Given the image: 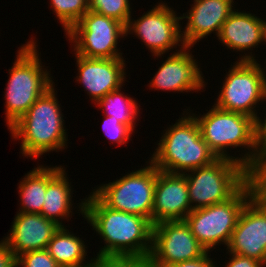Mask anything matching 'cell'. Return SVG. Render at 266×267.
Wrapping results in <instances>:
<instances>
[{
  "label": "cell",
  "instance_id": "obj_1",
  "mask_svg": "<svg viewBox=\"0 0 266 267\" xmlns=\"http://www.w3.org/2000/svg\"><path fill=\"white\" fill-rule=\"evenodd\" d=\"M88 195L85 197L84 218L105 244L97 256L149 257L152 222L145 217L105 206L92 191Z\"/></svg>",
  "mask_w": 266,
  "mask_h": 267
},
{
  "label": "cell",
  "instance_id": "obj_2",
  "mask_svg": "<svg viewBox=\"0 0 266 267\" xmlns=\"http://www.w3.org/2000/svg\"><path fill=\"white\" fill-rule=\"evenodd\" d=\"M56 93L53 85L8 129L15 141L21 140L24 158L42 159V155L68 148L64 114Z\"/></svg>",
  "mask_w": 266,
  "mask_h": 267
},
{
  "label": "cell",
  "instance_id": "obj_3",
  "mask_svg": "<svg viewBox=\"0 0 266 267\" xmlns=\"http://www.w3.org/2000/svg\"><path fill=\"white\" fill-rule=\"evenodd\" d=\"M188 108L175 124L164 129L158 146L148 159L158 170L184 174L218 159L202 138L198 123Z\"/></svg>",
  "mask_w": 266,
  "mask_h": 267
},
{
  "label": "cell",
  "instance_id": "obj_4",
  "mask_svg": "<svg viewBox=\"0 0 266 267\" xmlns=\"http://www.w3.org/2000/svg\"><path fill=\"white\" fill-rule=\"evenodd\" d=\"M35 38L31 37L18 48L13 66L8 70L9 79L4 93L8 129L55 84L51 72L41 61V53L38 51L40 48Z\"/></svg>",
  "mask_w": 266,
  "mask_h": 267
},
{
  "label": "cell",
  "instance_id": "obj_5",
  "mask_svg": "<svg viewBox=\"0 0 266 267\" xmlns=\"http://www.w3.org/2000/svg\"><path fill=\"white\" fill-rule=\"evenodd\" d=\"M206 111L203 115L189 113L197 121L201 136L209 148L218 158H229L248 168L256 158L254 118L215 105ZM232 148L237 150L235 154L240 152L239 148L244 150L236 156L229 152Z\"/></svg>",
  "mask_w": 266,
  "mask_h": 267
},
{
  "label": "cell",
  "instance_id": "obj_6",
  "mask_svg": "<svg viewBox=\"0 0 266 267\" xmlns=\"http://www.w3.org/2000/svg\"><path fill=\"white\" fill-rule=\"evenodd\" d=\"M193 210L232 198L247 183V168L229 158L184 173Z\"/></svg>",
  "mask_w": 266,
  "mask_h": 267
},
{
  "label": "cell",
  "instance_id": "obj_7",
  "mask_svg": "<svg viewBox=\"0 0 266 267\" xmlns=\"http://www.w3.org/2000/svg\"><path fill=\"white\" fill-rule=\"evenodd\" d=\"M156 177L157 168L147 160L142 168L97 185L92 193L109 208L139 215L152 222Z\"/></svg>",
  "mask_w": 266,
  "mask_h": 267
},
{
  "label": "cell",
  "instance_id": "obj_8",
  "mask_svg": "<svg viewBox=\"0 0 266 267\" xmlns=\"http://www.w3.org/2000/svg\"><path fill=\"white\" fill-rule=\"evenodd\" d=\"M259 62L235 61L231 64L214 105L255 119L258 106L266 98V63L264 67Z\"/></svg>",
  "mask_w": 266,
  "mask_h": 267
},
{
  "label": "cell",
  "instance_id": "obj_9",
  "mask_svg": "<svg viewBox=\"0 0 266 267\" xmlns=\"http://www.w3.org/2000/svg\"><path fill=\"white\" fill-rule=\"evenodd\" d=\"M251 198V189L246 183L227 201L192 210L185 222L206 251L211 252L221 244L227 248L238 217Z\"/></svg>",
  "mask_w": 266,
  "mask_h": 267
},
{
  "label": "cell",
  "instance_id": "obj_10",
  "mask_svg": "<svg viewBox=\"0 0 266 267\" xmlns=\"http://www.w3.org/2000/svg\"><path fill=\"white\" fill-rule=\"evenodd\" d=\"M65 37L74 54L86 58H125L117 47L119 39L126 38L125 25L112 17L88 10Z\"/></svg>",
  "mask_w": 266,
  "mask_h": 267
},
{
  "label": "cell",
  "instance_id": "obj_11",
  "mask_svg": "<svg viewBox=\"0 0 266 267\" xmlns=\"http://www.w3.org/2000/svg\"><path fill=\"white\" fill-rule=\"evenodd\" d=\"M160 1L138 19L131 16L125 26L126 37L130 34L135 35L155 59L162 56L164 58V54L174 48L178 52L184 47L180 16L166 1Z\"/></svg>",
  "mask_w": 266,
  "mask_h": 267
},
{
  "label": "cell",
  "instance_id": "obj_12",
  "mask_svg": "<svg viewBox=\"0 0 266 267\" xmlns=\"http://www.w3.org/2000/svg\"><path fill=\"white\" fill-rule=\"evenodd\" d=\"M205 252L185 220L162 221L153 225L149 258L158 267L197 259Z\"/></svg>",
  "mask_w": 266,
  "mask_h": 267
},
{
  "label": "cell",
  "instance_id": "obj_13",
  "mask_svg": "<svg viewBox=\"0 0 266 267\" xmlns=\"http://www.w3.org/2000/svg\"><path fill=\"white\" fill-rule=\"evenodd\" d=\"M192 47L184 46L162 61L158 71L149 81V90H161L177 93L203 92L206 89L204 74L197 59L192 54ZM199 63V64H198ZM201 69V70H200Z\"/></svg>",
  "mask_w": 266,
  "mask_h": 267
},
{
  "label": "cell",
  "instance_id": "obj_14",
  "mask_svg": "<svg viewBox=\"0 0 266 267\" xmlns=\"http://www.w3.org/2000/svg\"><path fill=\"white\" fill-rule=\"evenodd\" d=\"M226 252L251 257L266 265V206L251 198L243 207Z\"/></svg>",
  "mask_w": 266,
  "mask_h": 267
},
{
  "label": "cell",
  "instance_id": "obj_15",
  "mask_svg": "<svg viewBox=\"0 0 266 267\" xmlns=\"http://www.w3.org/2000/svg\"><path fill=\"white\" fill-rule=\"evenodd\" d=\"M77 65L76 82L81 83L91 103H96L107 93L122 87L126 80L124 58H86L75 54ZM126 75V76H125Z\"/></svg>",
  "mask_w": 266,
  "mask_h": 267
},
{
  "label": "cell",
  "instance_id": "obj_16",
  "mask_svg": "<svg viewBox=\"0 0 266 267\" xmlns=\"http://www.w3.org/2000/svg\"><path fill=\"white\" fill-rule=\"evenodd\" d=\"M234 0H193L191 8L180 14L181 21H187L182 28L181 38L184 46L194 47L212 33L219 35L222 24L235 10Z\"/></svg>",
  "mask_w": 266,
  "mask_h": 267
},
{
  "label": "cell",
  "instance_id": "obj_17",
  "mask_svg": "<svg viewBox=\"0 0 266 267\" xmlns=\"http://www.w3.org/2000/svg\"><path fill=\"white\" fill-rule=\"evenodd\" d=\"M192 210L185 175L157 169L152 224L185 220Z\"/></svg>",
  "mask_w": 266,
  "mask_h": 267
},
{
  "label": "cell",
  "instance_id": "obj_18",
  "mask_svg": "<svg viewBox=\"0 0 266 267\" xmlns=\"http://www.w3.org/2000/svg\"><path fill=\"white\" fill-rule=\"evenodd\" d=\"M238 10L235 9L222 24L217 39L227 50L244 52L243 55L239 54L237 61H257L252 51L258 45L262 46L260 17L249 11Z\"/></svg>",
  "mask_w": 266,
  "mask_h": 267
},
{
  "label": "cell",
  "instance_id": "obj_19",
  "mask_svg": "<svg viewBox=\"0 0 266 267\" xmlns=\"http://www.w3.org/2000/svg\"><path fill=\"white\" fill-rule=\"evenodd\" d=\"M59 227L41 214L17 212L3 239L18 257L25 252L46 249Z\"/></svg>",
  "mask_w": 266,
  "mask_h": 267
},
{
  "label": "cell",
  "instance_id": "obj_20",
  "mask_svg": "<svg viewBox=\"0 0 266 267\" xmlns=\"http://www.w3.org/2000/svg\"><path fill=\"white\" fill-rule=\"evenodd\" d=\"M71 183L65 167L61 165L47 166V190L41 215L60 227L65 225L63 220L66 219L67 222L71 220L72 215H74L73 210L76 207L77 211H80L76 213H81L84 217L85 198L80 199L81 202L76 203L77 206L75 205L74 200H72L74 188Z\"/></svg>",
  "mask_w": 266,
  "mask_h": 267
},
{
  "label": "cell",
  "instance_id": "obj_21",
  "mask_svg": "<svg viewBox=\"0 0 266 267\" xmlns=\"http://www.w3.org/2000/svg\"><path fill=\"white\" fill-rule=\"evenodd\" d=\"M87 247L82 238L64 226L55 232L46 250L60 267H91L93 258H86Z\"/></svg>",
  "mask_w": 266,
  "mask_h": 267
},
{
  "label": "cell",
  "instance_id": "obj_22",
  "mask_svg": "<svg viewBox=\"0 0 266 267\" xmlns=\"http://www.w3.org/2000/svg\"><path fill=\"white\" fill-rule=\"evenodd\" d=\"M20 207L17 212L41 214L47 190V166L39 165L18 183Z\"/></svg>",
  "mask_w": 266,
  "mask_h": 267
},
{
  "label": "cell",
  "instance_id": "obj_23",
  "mask_svg": "<svg viewBox=\"0 0 266 267\" xmlns=\"http://www.w3.org/2000/svg\"><path fill=\"white\" fill-rule=\"evenodd\" d=\"M123 87L107 93L95 103V106H98L97 108L101 109L104 115L113 116V119L129 126L135 132L136 122L140 120L138 116H140V113L142 114L140 112L141 106L136 98L128 96V94L121 91V89H124Z\"/></svg>",
  "mask_w": 266,
  "mask_h": 267
},
{
  "label": "cell",
  "instance_id": "obj_24",
  "mask_svg": "<svg viewBox=\"0 0 266 267\" xmlns=\"http://www.w3.org/2000/svg\"><path fill=\"white\" fill-rule=\"evenodd\" d=\"M49 5L64 28V33L89 10V0H50Z\"/></svg>",
  "mask_w": 266,
  "mask_h": 267
},
{
  "label": "cell",
  "instance_id": "obj_25",
  "mask_svg": "<svg viewBox=\"0 0 266 267\" xmlns=\"http://www.w3.org/2000/svg\"><path fill=\"white\" fill-rule=\"evenodd\" d=\"M247 183L250 186L252 198L266 206V154L256 156L247 168Z\"/></svg>",
  "mask_w": 266,
  "mask_h": 267
},
{
  "label": "cell",
  "instance_id": "obj_26",
  "mask_svg": "<svg viewBox=\"0 0 266 267\" xmlns=\"http://www.w3.org/2000/svg\"><path fill=\"white\" fill-rule=\"evenodd\" d=\"M130 3L129 0H89V10L112 17L126 26L133 15Z\"/></svg>",
  "mask_w": 266,
  "mask_h": 267
},
{
  "label": "cell",
  "instance_id": "obj_27",
  "mask_svg": "<svg viewBox=\"0 0 266 267\" xmlns=\"http://www.w3.org/2000/svg\"><path fill=\"white\" fill-rule=\"evenodd\" d=\"M104 120L102 122V131L105 133V137L110 140L111 143L119 147L121 145L127 144L128 141H132V134L135 133L129 126L122 124L120 121L113 119V116L104 115Z\"/></svg>",
  "mask_w": 266,
  "mask_h": 267
},
{
  "label": "cell",
  "instance_id": "obj_28",
  "mask_svg": "<svg viewBox=\"0 0 266 267\" xmlns=\"http://www.w3.org/2000/svg\"><path fill=\"white\" fill-rule=\"evenodd\" d=\"M17 267H60L46 249L29 251L17 257Z\"/></svg>",
  "mask_w": 266,
  "mask_h": 267
},
{
  "label": "cell",
  "instance_id": "obj_29",
  "mask_svg": "<svg viewBox=\"0 0 266 267\" xmlns=\"http://www.w3.org/2000/svg\"><path fill=\"white\" fill-rule=\"evenodd\" d=\"M140 258L134 256H97L91 267H132Z\"/></svg>",
  "mask_w": 266,
  "mask_h": 267
},
{
  "label": "cell",
  "instance_id": "obj_30",
  "mask_svg": "<svg viewBox=\"0 0 266 267\" xmlns=\"http://www.w3.org/2000/svg\"><path fill=\"white\" fill-rule=\"evenodd\" d=\"M264 102L266 103V98ZM259 115L254 119L256 156L266 154V111L263 114L264 117H262L263 115L259 117Z\"/></svg>",
  "mask_w": 266,
  "mask_h": 267
},
{
  "label": "cell",
  "instance_id": "obj_31",
  "mask_svg": "<svg viewBox=\"0 0 266 267\" xmlns=\"http://www.w3.org/2000/svg\"><path fill=\"white\" fill-rule=\"evenodd\" d=\"M230 257L227 259L229 260H225V267H266V265L259 261L256 260L254 258L251 257H246V256H242V255H238V254H234L231 252H226ZM227 261V262H226ZM217 267L218 264H217Z\"/></svg>",
  "mask_w": 266,
  "mask_h": 267
},
{
  "label": "cell",
  "instance_id": "obj_32",
  "mask_svg": "<svg viewBox=\"0 0 266 267\" xmlns=\"http://www.w3.org/2000/svg\"><path fill=\"white\" fill-rule=\"evenodd\" d=\"M209 251H206L202 256L197 259H191L176 264L168 265L166 267H217L215 258H211Z\"/></svg>",
  "mask_w": 266,
  "mask_h": 267
},
{
  "label": "cell",
  "instance_id": "obj_33",
  "mask_svg": "<svg viewBox=\"0 0 266 267\" xmlns=\"http://www.w3.org/2000/svg\"><path fill=\"white\" fill-rule=\"evenodd\" d=\"M0 267H17V257L4 239L0 241Z\"/></svg>",
  "mask_w": 266,
  "mask_h": 267
},
{
  "label": "cell",
  "instance_id": "obj_34",
  "mask_svg": "<svg viewBox=\"0 0 266 267\" xmlns=\"http://www.w3.org/2000/svg\"><path fill=\"white\" fill-rule=\"evenodd\" d=\"M132 267H158L149 257L140 258Z\"/></svg>",
  "mask_w": 266,
  "mask_h": 267
},
{
  "label": "cell",
  "instance_id": "obj_35",
  "mask_svg": "<svg viewBox=\"0 0 266 267\" xmlns=\"http://www.w3.org/2000/svg\"><path fill=\"white\" fill-rule=\"evenodd\" d=\"M265 20L266 18L260 17L262 44L264 43L266 45V21Z\"/></svg>",
  "mask_w": 266,
  "mask_h": 267
}]
</instances>
